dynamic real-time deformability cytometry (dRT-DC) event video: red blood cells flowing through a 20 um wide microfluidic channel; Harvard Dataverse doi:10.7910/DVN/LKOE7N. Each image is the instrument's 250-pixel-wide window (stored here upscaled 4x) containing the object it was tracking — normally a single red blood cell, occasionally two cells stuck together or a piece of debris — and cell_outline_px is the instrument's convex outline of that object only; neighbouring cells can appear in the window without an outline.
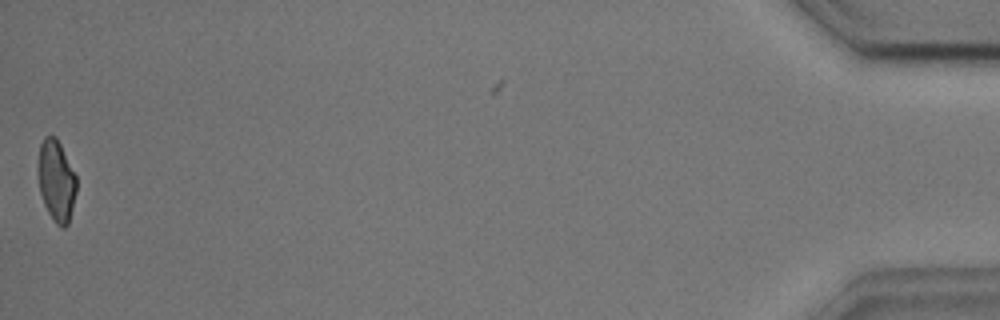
{"species": "common noctule bat (a hibernating species)", "species_latin": "Nyctalus noctula", "temperature_condition": "cold", "stored_images_in_passage": 54, "camera_frame_rate_fps": 3000, "um_per_image_px": 0.085, "animal": {"sex": "male", "body_mass_g": 17.9, "forearm_length_mm": 54.2}, "frame": {"image": 1, "passage_image": 53, "time_ms": 17.333, "image_size_px": [1000, 320], "cell_outline_px": [[76, 192], [68, 224], [64, 228], [60, 228], [56, 224], [48, 212], [44, 204], [40, 192], [40, 144], [44, 136], [56, 136], [76, 176]], "centroid_in_image_um": [4.82, 15.39], "position_along_channel_um": 430.4, "area_um2": 17.63}, "authors_computed_cell_mechanics": {"area_um2": 20.4323, "velocity_mm_per_s": 3.6298, "shape_relaxation_time_tau1_ms": 3.35, "shape_relaxation_time_tau2_ms": 1.6563, "deformation_change_tau1": 0.1164, "deformation_change_tau2": 0.0758}}